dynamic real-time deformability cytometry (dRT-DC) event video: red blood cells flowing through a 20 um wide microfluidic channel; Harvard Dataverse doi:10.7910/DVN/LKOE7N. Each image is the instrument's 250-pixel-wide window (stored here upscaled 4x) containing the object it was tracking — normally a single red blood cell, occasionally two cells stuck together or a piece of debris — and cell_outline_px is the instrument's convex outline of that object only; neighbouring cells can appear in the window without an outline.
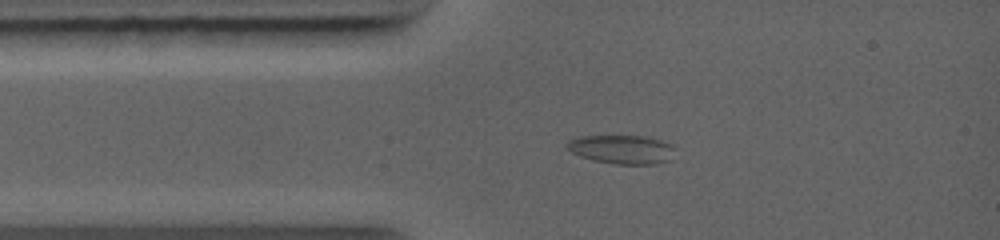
{"species": "common noctule bat (a hibernating species)", "species_latin": "Nyctalus noctula", "temperature_condition": "warm", "stored_images_in_passage": 7, "camera_frame_rate_fps": 5000, "um_per_image_px": 0.085, "animal": {"sex": "female", "body_mass_g": 19.0, "forearm_length_mm": 56.7}, "frame": {"image": 1, "passage_image": 3, "time_ms": 2.0, "image_size_px": [1000, 240], "cell_outline_px": [[672, 160], [656, 164], [612, 164], [592, 160], [580, 156], [572, 152], [568, 148], [568, 144], [572, 140], [584, 136], [640, 136], [660, 140], [668, 144], [672, 148]], "centroid_in_image_um": [52.87, 12.72], "position_along_channel_um": 32.1, "area_um2": 17.74}}
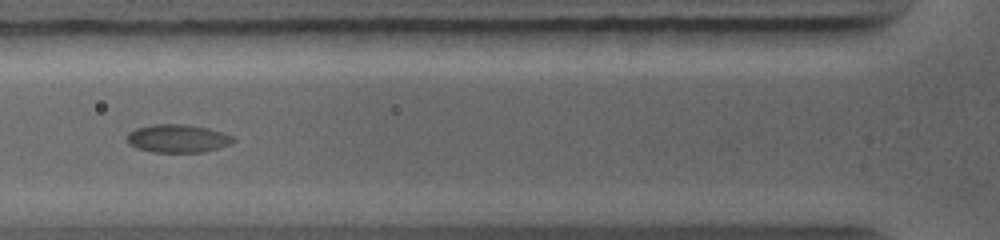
{"frame": {"image": 2, "passage_image": 5, "time_ms": 4.0, "image_size_px": [1000, 240], "cell_outline_px": [[236, 140], [228, 144], [204, 152], [152, 152], [136, 148], [128, 144], [128, 132], [136, 128], [152, 124], [184, 124], [208, 128], [224, 132], [232, 136]], "centroid_in_image_um": [15.08, 11.76], "position_along_channel_um": 110.7, "area_um2": 17.4}}
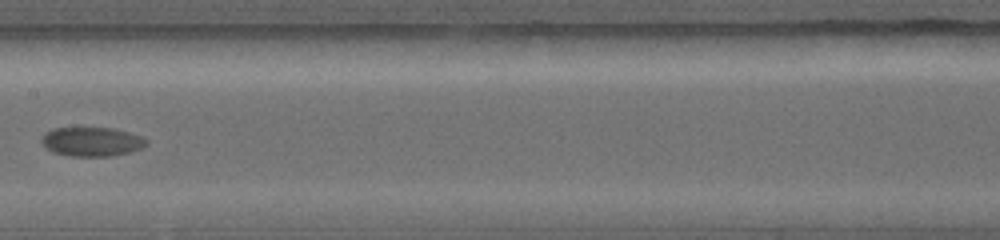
{"frame": {"image": 3, "passage_image": 7, "time_ms": 6.0, "image_size_px": [1000, 240], "cell_outline_px": [[148, 144], [132, 152], [112, 156], [72, 156], [52, 152], [40, 140], [44, 132], [52, 128], [112, 128], [128, 132], [140, 136], [148, 140]], "centroid_in_image_um": [7.8, 12.04], "position_along_channel_um": 199.6, "area_um2": 17.8}}